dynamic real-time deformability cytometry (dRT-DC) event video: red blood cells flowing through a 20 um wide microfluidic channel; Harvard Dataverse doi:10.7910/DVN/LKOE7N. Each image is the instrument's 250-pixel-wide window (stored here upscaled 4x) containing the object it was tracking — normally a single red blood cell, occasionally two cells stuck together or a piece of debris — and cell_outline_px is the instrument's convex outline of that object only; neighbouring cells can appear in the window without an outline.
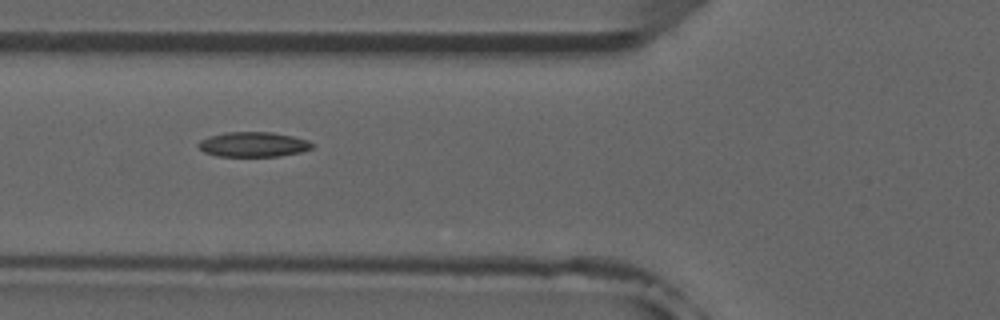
{"species": "common noctule bat (a hibernating species)", "species_latin": "Nyctalus noctula", "temperature_condition": "room temperature", "stored_images_in_passage": 5, "camera_frame_rate_fps": 3000, "um_per_image_px": 0.085, "animal": {"sex": "male", "forearm_length_mm": 52.5}, "frame": {"image": 1, "passage_image": 5, "time_ms": 4.667, "image_size_px": [1000, 320], "cell_outline_px": [[316, 144], [312, 148], [300, 152], [280, 156], [216, 156], [204, 152], [196, 144], [200, 140], [208, 136], [224, 132], [272, 132], [292, 136], [308, 140]], "centroid_in_image_um": [21.52, 12.27], "position_along_channel_um": 104.3, "area_um2": 16.65}}